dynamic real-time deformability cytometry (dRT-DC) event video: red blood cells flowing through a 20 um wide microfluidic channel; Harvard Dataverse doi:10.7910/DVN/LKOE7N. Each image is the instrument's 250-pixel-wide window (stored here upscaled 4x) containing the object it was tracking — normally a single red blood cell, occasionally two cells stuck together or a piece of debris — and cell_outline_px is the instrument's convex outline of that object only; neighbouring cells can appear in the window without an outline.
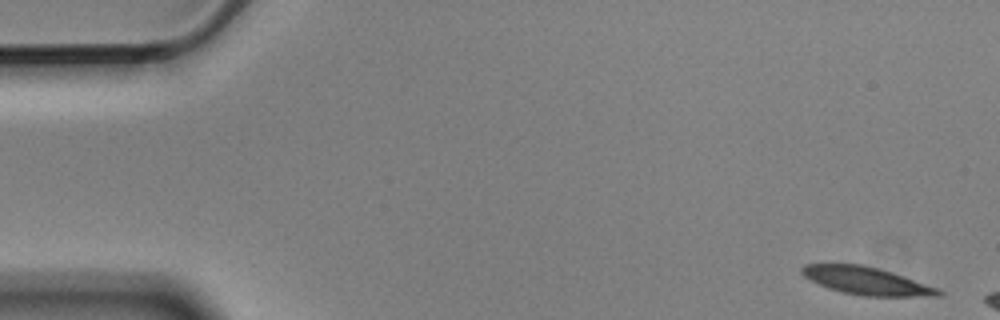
{"species": "Egyptian fruit bat (a non-hibernating species)", "species_latin": "Rousettus aegyptiacus", "temperature_condition": "cold", "stored_images_in_passage": 6, "segment_of_instrument_passage": [2, 2], "camera_frame_rate_fps": 3000, "um_per_image_px": 0.085, "animal": {"sex": "male"}, "frame": {"image": 1, "passage_image": 6, "time_ms": 1.667, "image_size_px": [1000, 320], "cell_outline_px": [[944, 296], [864, 296], [840, 292], [828, 288], [804, 276], [800, 272], [800, 268], [804, 264], [864, 264], [940, 288], [944, 292]], "centroid_in_image_um": [73.67, 23.88], "position_along_channel_um": 11.3, "area_um2": 21.96}}